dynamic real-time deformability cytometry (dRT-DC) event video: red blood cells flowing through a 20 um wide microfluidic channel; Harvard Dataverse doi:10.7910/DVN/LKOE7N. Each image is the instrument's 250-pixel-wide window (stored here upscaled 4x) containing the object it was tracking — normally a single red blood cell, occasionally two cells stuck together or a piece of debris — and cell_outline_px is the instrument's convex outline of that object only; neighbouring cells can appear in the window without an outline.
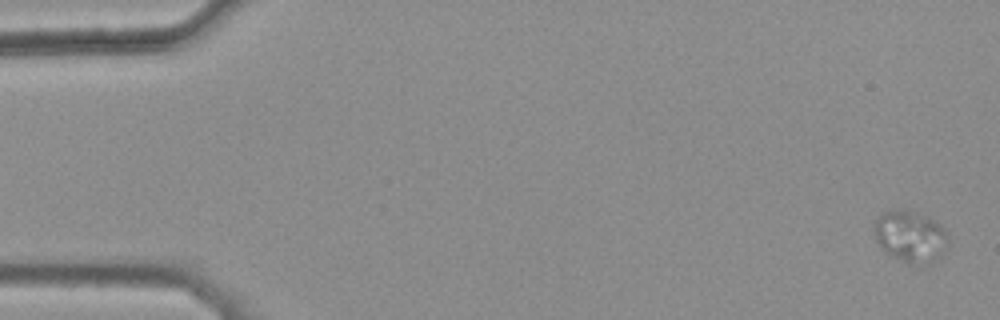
{"species": "common noctule bat (a hibernating species)", "species_latin": "Nyctalus noctula", "temperature_condition": "warm", "stored_images_in_passage": 2, "camera_frame_rate_fps": 3000, "um_per_image_px": 0.085, "animal": {"sex": "female", "body_mass_g": 25.1}, "frame": {"image": 1, "passage_image": 1, "time_ms": 0.0, "image_size_px": [1000, 320], "cell_outline_px": [[944, 236], [916, 256], [908, 260], [900, 260], [884, 252], [880, 248], [876, 240], [872, 228], [876, 216], [884, 212], [904, 208], [924, 216], [940, 224], [944, 228]], "centroid_in_image_um": [76.97, 19.82], "position_along_channel_um": 8.0, "area_um2": 18.61}}